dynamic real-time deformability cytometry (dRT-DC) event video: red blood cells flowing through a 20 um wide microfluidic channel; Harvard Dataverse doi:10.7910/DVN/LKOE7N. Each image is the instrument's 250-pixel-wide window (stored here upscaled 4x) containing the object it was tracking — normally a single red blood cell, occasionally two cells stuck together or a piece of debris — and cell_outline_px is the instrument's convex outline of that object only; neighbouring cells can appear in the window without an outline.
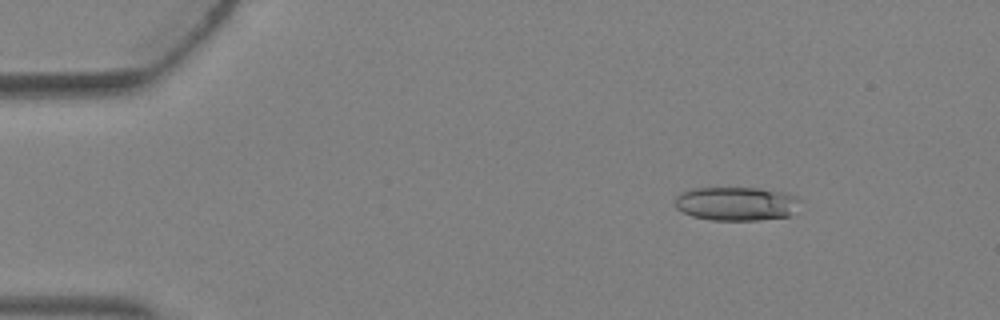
{"species": "Egyptian fruit bat (a non-hibernating species)", "species_latin": "Rousettus aegyptiacus", "temperature_condition": "warm", "stored_images_in_passage": 3, "camera_frame_rate_fps": 3000, "um_per_image_px": 0.085, "animal": {"sex": "female"}, "frame": {"image": 1, "passage_image": 1, "time_ms": 0.0, "image_size_px": [1000, 320], "cell_outline_px": [[800, 200], [788, 216], [756, 220], [708, 220], [692, 216], [676, 208], [676, 196], [692, 188], [760, 188], [784, 192], [796, 196]], "centroid_in_image_um": [62.56, 17.31], "position_along_channel_um": 22.4, "area_um2": 24.39}}